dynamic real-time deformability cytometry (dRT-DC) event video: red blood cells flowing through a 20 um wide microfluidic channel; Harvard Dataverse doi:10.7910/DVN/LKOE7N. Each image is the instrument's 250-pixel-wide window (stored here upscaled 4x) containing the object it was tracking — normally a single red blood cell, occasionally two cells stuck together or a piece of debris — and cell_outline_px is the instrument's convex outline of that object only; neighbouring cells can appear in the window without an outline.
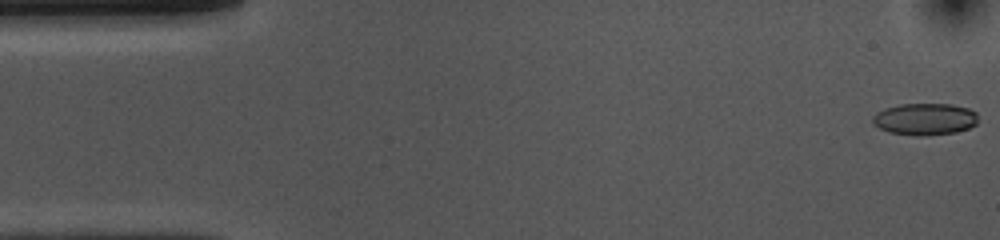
{"species": "common noctule bat (a hibernating species)", "species_latin": "Nyctalus noctula", "temperature_condition": "cold", "stored_images_in_passage": 53, "camera_frame_rate_fps": 3000, "um_per_image_px": 0.085, "animal": {"sex": "female", "body_mass_g": 10.0, "forearm_length_mm": 53.1}, "frame": {"image": 1, "passage_image": 1, "time_ms": 0.0, "image_size_px": [1000, 240], "cell_outline_px": [[976, 124], [968, 128], [956, 132], [924, 136], [916, 136], [888, 132], [872, 124], [872, 116], [876, 112], [884, 108], [900, 104], [952, 104], [968, 108], [976, 112]], "centroid_in_image_um": [78.57, 10.12], "position_along_channel_um": 6.4, "area_um2": 19.71}}
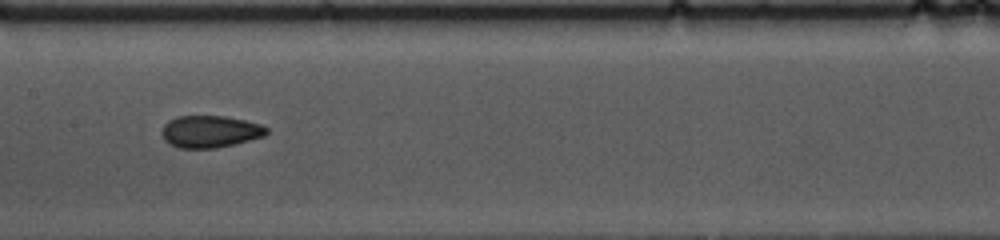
{"frame": {"image": 2, "passage_image": 25, "time_ms": 8.0, "image_size_px": [1000, 240], "cell_outline_px": [[268, 132], [264, 136], [236, 144], [216, 148], [180, 148], [164, 140], [160, 132], [164, 124], [168, 120], [176, 116], [224, 116], [244, 120], [260, 124], [268, 128]], "centroid_in_image_um": [17.84, 11.18], "position_along_channel_um": 189.6, "area_um2": 19.65}}
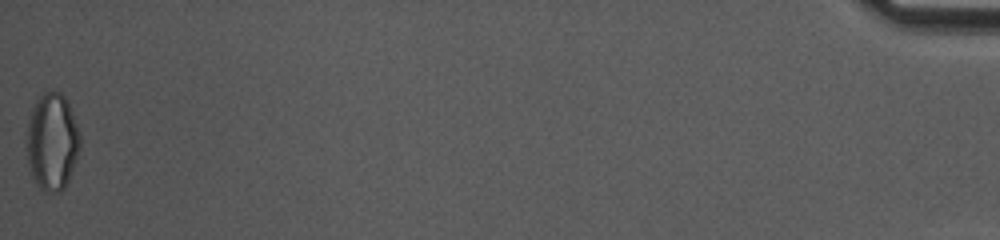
{"frame": {"image": 3, "passage_image": 53, "time_ms": 17.333, "image_size_px": [1000, 240], "cell_outline_px": [[80, 148], [76, 160], [68, 180], [64, 188], [60, 192], [44, 192], [36, 184], [32, 176], [28, 164], [28, 120], [32, 108], [36, 100], [44, 92], [60, 92], [64, 96], [68, 104], [80, 132]], "centroid_in_image_um": [4.44, 12.06], "position_along_channel_um": 430.8, "area_um2": 29.94}, "authors_computed_cell_mechanics": {"area_um2": 20.1144, "velocity_mm_per_s": 3.7167, "shape_relaxation_time_tau1_ms": 6.2665, "shape_relaxation_time_tau2_ms": 2.1955, "deformation_change_tau1": 0.1331, "deformation_change_tau2": 0.0626}}